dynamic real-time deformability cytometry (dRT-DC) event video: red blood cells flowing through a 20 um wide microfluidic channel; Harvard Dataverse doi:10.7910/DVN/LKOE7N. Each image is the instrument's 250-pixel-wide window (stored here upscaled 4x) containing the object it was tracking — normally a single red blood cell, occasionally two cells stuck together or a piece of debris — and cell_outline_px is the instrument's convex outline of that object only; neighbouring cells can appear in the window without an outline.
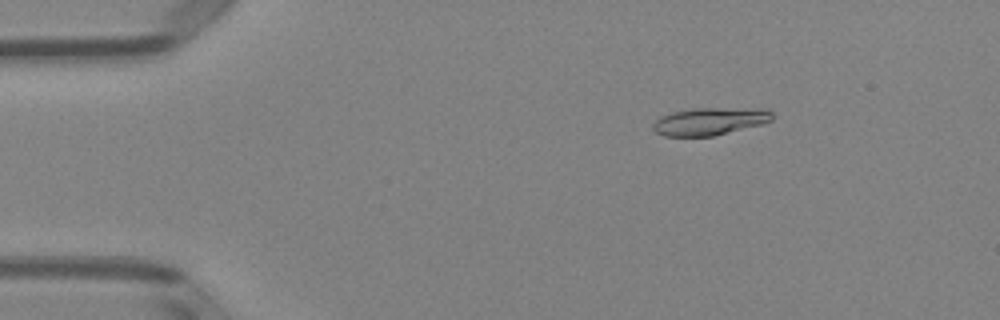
{"species": "Egyptian fruit bat (a non-hibernating species)", "species_latin": "Rousettus aegyptiacus", "temperature_condition": "room temperature", "stored_images_in_passage": 51, "camera_frame_rate_fps": 3000, "um_per_image_px": 0.085, "animal": {"sex": "female"}, "frame": {"image": 1, "passage_image": 8, "time_ms": 2.333, "image_size_px": [1000, 320], "cell_outline_px": [[772, 120], [764, 124], [712, 136], [664, 136], [656, 132], [652, 128], [652, 124], [660, 116], [672, 112], [692, 108], [768, 108], [772, 112]], "centroid_in_image_um": [60.35, 10.3], "position_along_channel_um": 24.6, "area_um2": 19.36}}
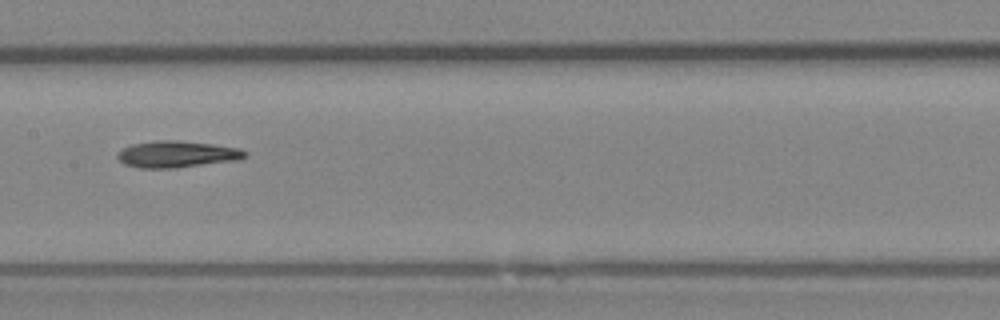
{"frame": {"image": 2, "passage_image": 26, "time_ms": 8.333, "image_size_px": [1000, 320], "cell_outline_px": [[248, 156], [240, 160], [176, 168], [140, 168], [124, 164], [116, 156], [124, 148], [132, 144], [156, 140], [176, 140], [212, 144], [240, 148], [248, 152]], "centroid_in_image_um": [15.1, 13.11], "position_along_channel_um": 192.3, "area_um2": 19.88}}
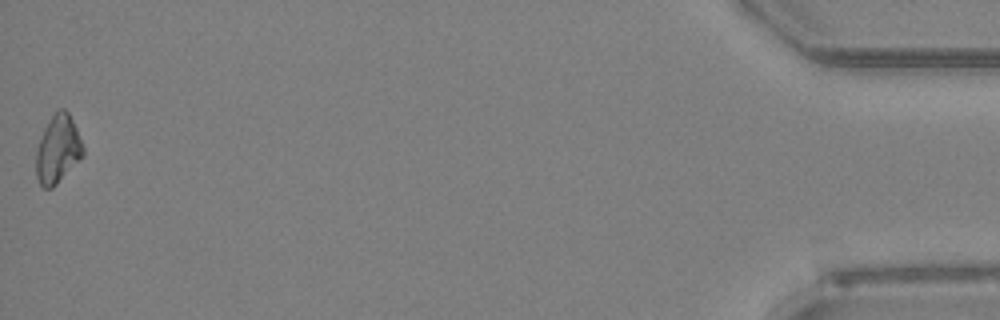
{"frame": {"image": 3, "passage_image": 51, "time_ms": 16.667, "image_size_px": [1000, 320], "cell_outline_px": [[84, 156], [52, 188], [44, 188], [40, 184], [36, 176], [36, 148], [44, 128], [52, 116], [60, 108], [64, 108], [68, 112], [76, 128], [84, 148]], "centroid_in_image_um": [4.91, 12.7], "position_along_channel_um": 430.3, "area_um2": 18.5}}